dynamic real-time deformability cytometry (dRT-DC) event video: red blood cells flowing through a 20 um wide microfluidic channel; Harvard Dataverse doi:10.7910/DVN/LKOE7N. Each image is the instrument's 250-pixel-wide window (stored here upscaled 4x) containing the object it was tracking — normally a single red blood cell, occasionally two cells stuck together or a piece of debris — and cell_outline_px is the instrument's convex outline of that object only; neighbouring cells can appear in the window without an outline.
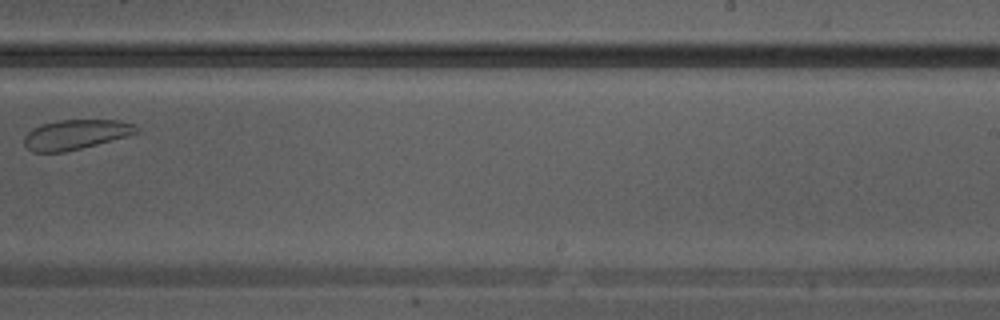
{"species": "Egyptian fruit bat (a non-hibernating species)", "species_latin": "Rousettus aegyptiacus", "temperature_condition": "warm", "stored_images_in_passage": 24, "camera_frame_rate_fps": 3000, "um_per_image_px": 0.085, "animal": {"sex": "male"}, "frame": {"image": 1, "passage_image": 14, "time_ms": 4.333, "image_size_px": [1000, 320], "cell_outline_px": [[140, 132], [128, 136], [64, 152], [32, 152], [24, 144], [24, 136], [32, 128], [56, 120], [120, 120], [132, 124], [140, 128]], "centroid_in_image_um": [6.45, 11.43], "position_along_channel_um": 282.6, "area_um2": 19.42}}